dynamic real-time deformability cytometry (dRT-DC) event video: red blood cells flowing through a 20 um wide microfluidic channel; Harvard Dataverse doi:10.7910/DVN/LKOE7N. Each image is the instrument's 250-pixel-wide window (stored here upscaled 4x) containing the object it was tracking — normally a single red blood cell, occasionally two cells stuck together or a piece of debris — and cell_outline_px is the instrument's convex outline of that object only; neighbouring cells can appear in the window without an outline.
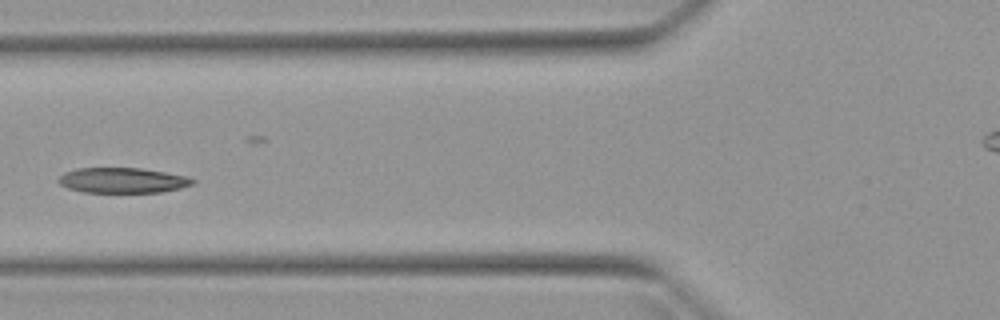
{"species": "Egyptian fruit bat (a non-hibernating species)", "species_latin": "Rousettus aegyptiacus", "temperature_condition": "warm", "stored_images_in_passage": 4, "camera_frame_rate_fps": 3000, "um_per_image_px": 0.085, "animal": {"sex": "female"}, "frame": {"image": 1, "passage_image": 3, "time_ms": 2.333, "image_size_px": [1000, 320], "cell_outline_px": [[196, 180], [192, 184], [180, 188], [160, 192], [84, 192], [68, 188], [60, 184], [56, 180], [64, 172], [76, 168], [140, 168], [188, 176]], "centroid_in_image_um": [10.4, 15.32], "position_along_channel_um": 115.4, "area_um2": 19.71}}
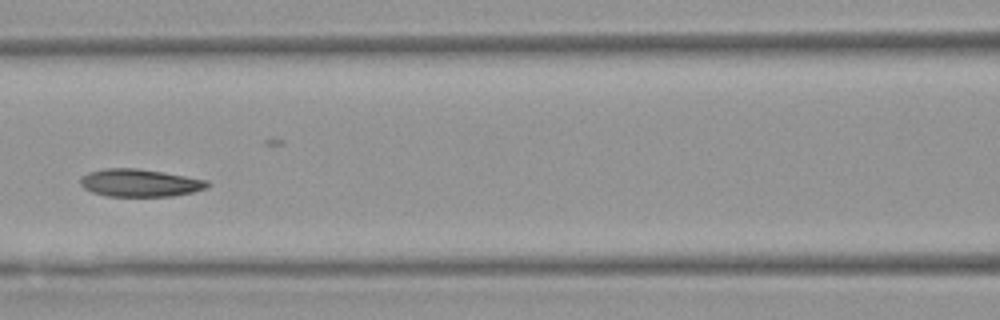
{"frame": {"image": 2, "passage_image": 4, "time_ms": 3.333, "image_size_px": [1000, 320], "cell_outline_px": [[208, 184], [204, 188], [192, 192], [172, 196], [108, 196], [92, 192], [84, 188], [80, 184], [80, 180], [88, 172], [104, 168], [136, 168], [164, 172], [208, 180]], "centroid_in_image_um": [11.86, 15.54], "position_along_channel_um": 154.7, "area_um2": 20.29}}